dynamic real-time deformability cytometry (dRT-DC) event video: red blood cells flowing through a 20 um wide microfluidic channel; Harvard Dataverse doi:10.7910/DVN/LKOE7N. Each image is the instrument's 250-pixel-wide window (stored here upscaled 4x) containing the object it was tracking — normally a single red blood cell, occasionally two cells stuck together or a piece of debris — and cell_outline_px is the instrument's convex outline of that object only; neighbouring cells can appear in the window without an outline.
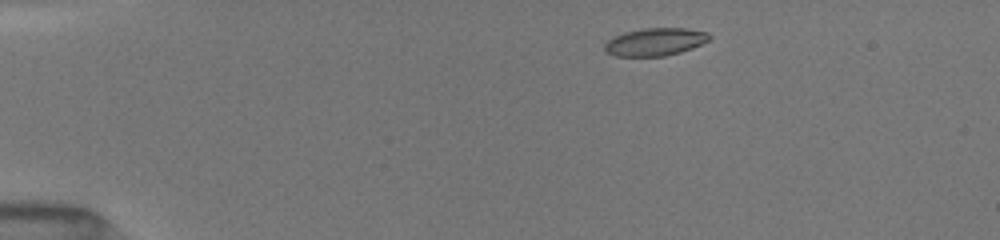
{"species": "common noctule bat (a hibernating species)", "species_latin": "Nyctalus noctula", "temperature_condition": "room temperature", "stored_images_in_passage": 12, "camera_frame_rate_fps": 3000, "um_per_image_px": 0.085, "animal": {"sex": "female", "body_mass_g": 19.5, "forearm_length_mm": 54.1}, "frame": {"image": 1, "passage_image": 1, "time_ms": 0.0, "image_size_px": [1000, 240], "cell_outline_px": [[712, 36], [708, 40], [692, 48], [680, 52], [664, 56], [616, 56], [608, 52], [604, 48], [604, 44], [612, 36], [624, 32], [644, 28], [688, 28], [708, 32]], "centroid_in_image_um": [55.69, 3.54], "position_along_channel_um": 29.3, "area_um2": 16.94}}
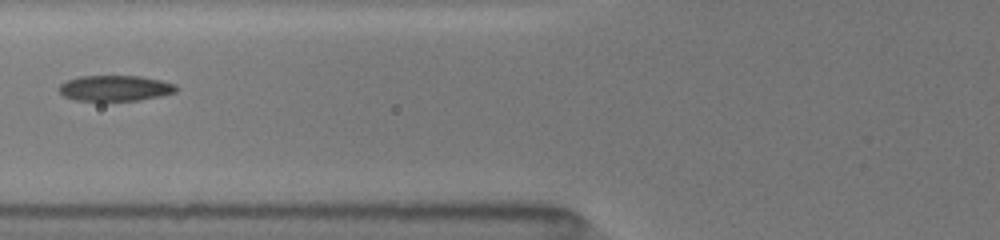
{"frame": {"image": 2, "passage_image": 7, "time_ms": 4.0, "image_size_px": [1000, 240], "cell_outline_px": [[180, 88], [176, 92], [160, 96], [136, 100], [76, 100], [64, 96], [56, 88], [60, 84], [68, 80], [80, 76], [140, 76], [160, 80], [176, 84]], "centroid_in_image_um": [9.8, 7.48], "position_along_channel_um": 116.0, "area_um2": 17.46}}
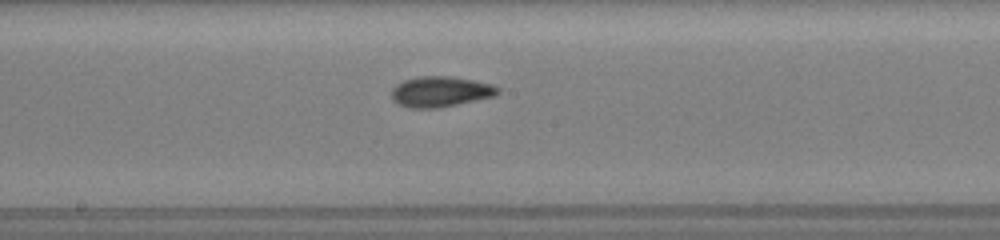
{"frame": {"image": 3, "passage_image": 12, "time_ms": 6.333, "image_size_px": [1000, 240], "cell_outline_px": [[500, 92], [496, 96], [440, 108], [408, 108], [396, 104], [392, 100], [392, 88], [396, 84], [404, 80], [420, 76], [448, 76], [472, 80], [492, 84], [500, 88]], "centroid_in_image_um": [37.43, 7.8], "position_along_channel_um": 210.8, "area_um2": 19.13}}